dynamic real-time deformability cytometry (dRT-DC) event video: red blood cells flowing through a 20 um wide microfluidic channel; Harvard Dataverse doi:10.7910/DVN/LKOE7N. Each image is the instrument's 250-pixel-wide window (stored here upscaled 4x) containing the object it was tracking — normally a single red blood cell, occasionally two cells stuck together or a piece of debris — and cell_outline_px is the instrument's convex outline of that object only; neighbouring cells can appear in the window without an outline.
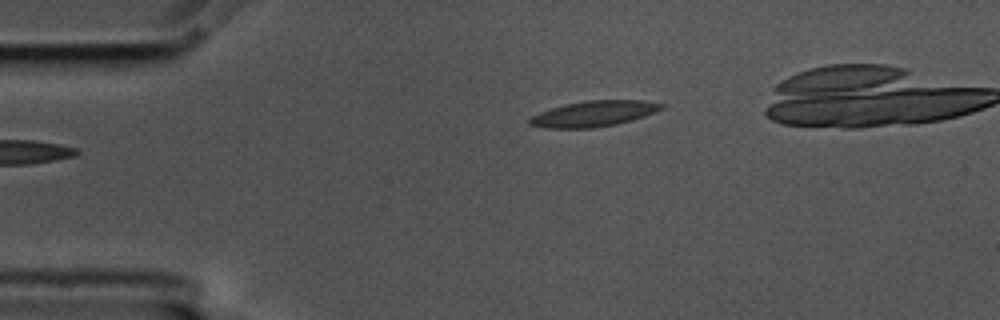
{"species": "common noctule bat (a hibernating species)", "species_latin": "Nyctalus noctula", "temperature_condition": "cold", "stored_images_in_passage": 40, "camera_frame_rate_fps": 3000, "um_per_image_px": 0.085, "animal": {"sex": "male", "body_mass_g": 17.5, "forearm_length_mm": 52.3}, "frame": {"image": 1, "passage_image": 1, "time_ms": 0.0, "image_size_px": [1000, 320], "cell_outline_px": [[664, 108], [656, 112], [632, 120], [616, 124], [596, 128], [544, 128], [528, 124], [528, 120], [532, 116], [540, 112], [552, 108], [568, 104], [588, 100], [644, 100], [664, 104]], "centroid_in_image_um": [50.5, 9.67], "position_along_channel_um": 34.5, "area_um2": 19.71}}
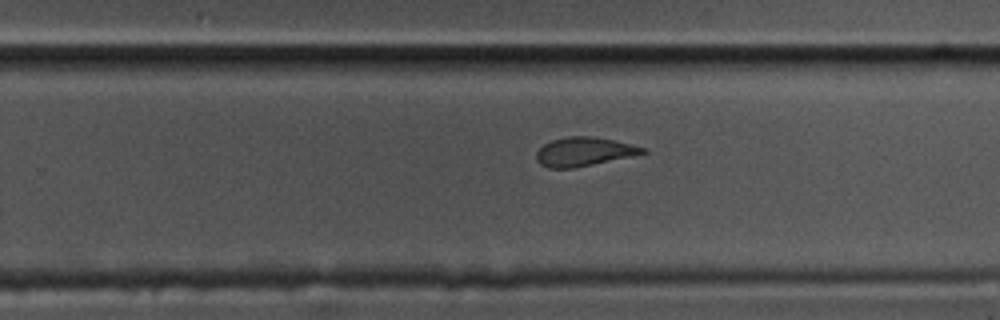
{"frame": {"image": 2, "passage_image": 25, "time_ms": 8.0, "image_size_px": [1000, 320], "cell_outline_px": [[648, 152], [632, 156], [572, 168], [548, 168], [540, 164], [536, 160], [536, 152], [544, 144], [552, 140], [568, 136], [592, 136], [632, 144], [648, 148]], "centroid_in_image_um": [49.64, 12.89], "position_along_channel_um": 280.2, "area_um2": 17.8}}
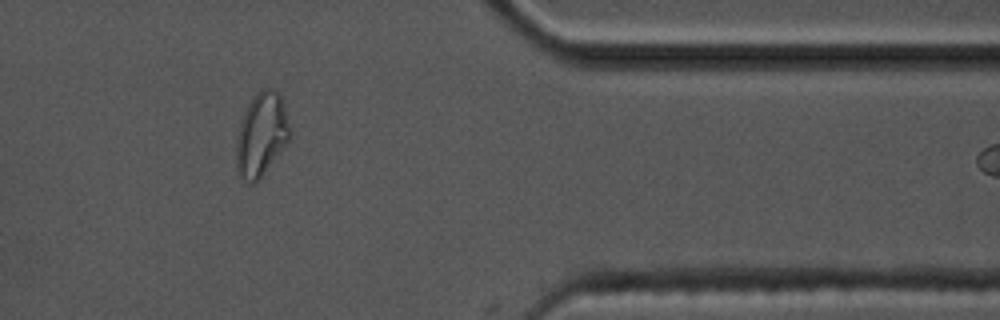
{"frame": {"image": 3, "passage_image": 36, "time_ms": 11.667, "image_size_px": [1000, 320], "cell_outline_px": [[292, 136], [256, 184], [252, 184], [244, 180], [236, 172], [236, 140], [240, 124], [244, 112], [252, 96], [256, 92], [264, 88], [276, 88], [284, 104], [292, 132]], "centroid_in_image_um": [22.22, 11.43], "position_along_channel_um": 389.2, "area_um2": 26.47}}